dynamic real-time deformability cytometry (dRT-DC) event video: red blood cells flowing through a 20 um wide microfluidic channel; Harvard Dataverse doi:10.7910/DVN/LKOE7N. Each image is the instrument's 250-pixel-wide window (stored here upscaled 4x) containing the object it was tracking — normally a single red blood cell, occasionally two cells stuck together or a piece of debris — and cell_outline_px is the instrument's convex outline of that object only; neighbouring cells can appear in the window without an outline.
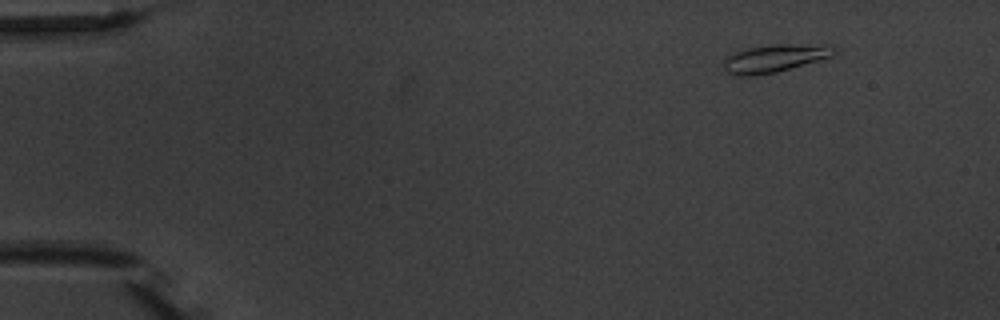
{"species": "common noctule bat (a hibernating species)", "species_latin": "Nyctalus noctula", "temperature_condition": "warm", "stored_images_in_passage": 4, "camera_frame_rate_fps": 3000, "um_per_image_px": 0.085, "animal": {"sex": "male", "body_mass_g": 20.1, "forearm_length_mm": 53.5}, "frame": {"image": 1, "passage_image": 1, "time_ms": 0.0, "image_size_px": [1000, 320], "cell_outline_px": [[836, 52], [832, 56], [776, 72], [752, 76], [736, 76], [728, 72], [724, 68], [724, 56], [748, 48], [772, 44], [832, 44], [836, 48]], "centroid_in_image_um": [65.86, 4.94], "position_along_channel_um": 19.1, "area_um2": 17.98}}
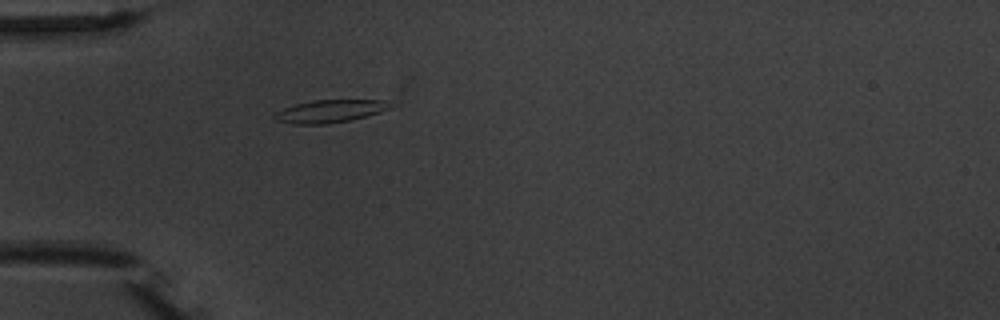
{"frame": {"image": 2, "passage_image": 4, "time_ms": 3.667, "image_size_px": [1000, 320], "cell_outline_px": [[392, 108], [380, 112], [352, 120], [328, 124], [296, 124], [276, 120], [272, 116], [276, 112], [284, 108], [296, 104], [312, 100], [384, 100]], "centroid_in_image_um": [28.03, 9.46], "position_along_channel_um": 57.0, "area_um2": 15.2}}